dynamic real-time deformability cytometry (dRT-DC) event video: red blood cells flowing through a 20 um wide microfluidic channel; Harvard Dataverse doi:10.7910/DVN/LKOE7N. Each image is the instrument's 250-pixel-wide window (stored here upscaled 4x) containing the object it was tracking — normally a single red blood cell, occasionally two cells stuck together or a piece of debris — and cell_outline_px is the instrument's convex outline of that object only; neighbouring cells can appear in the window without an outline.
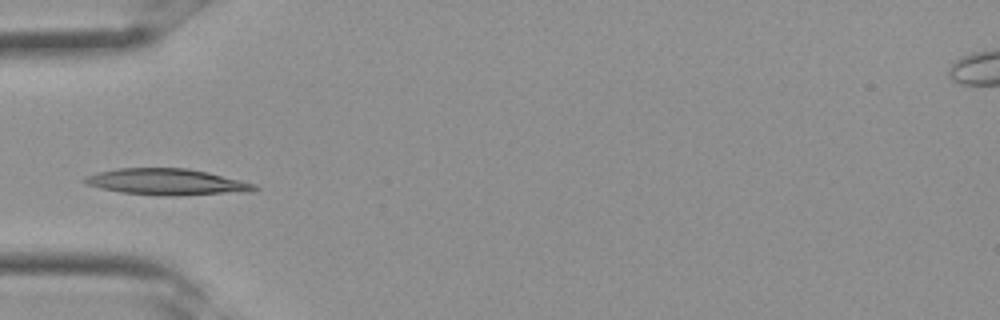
{"species": "Egyptian fruit bat (a non-hibernating species)", "species_latin": "Rousettus aegyptiacus", "temperature_condition": "room temperature", "stored_images_in_passage": 24, "camera_frame_rate_fps": 3000, "um_per_image_px": 0.085, "frame": {"image": 1, "passage_image": 8, "time_ms": 2.333, "image_size_px": [1000, 320], "cell_outline_px": [[260, 188], [252, 192], [172, 196], [156, 196], [120, 192], [88, 184], [80, 180], [84, 176], [96, 172], [120, 168], [188, 168], [208, 172], [256, 184]], "centroid_in_image_um": [14.21, 15.47], "position_along_channel_um": 70.8, "area_um2": 26.3}}
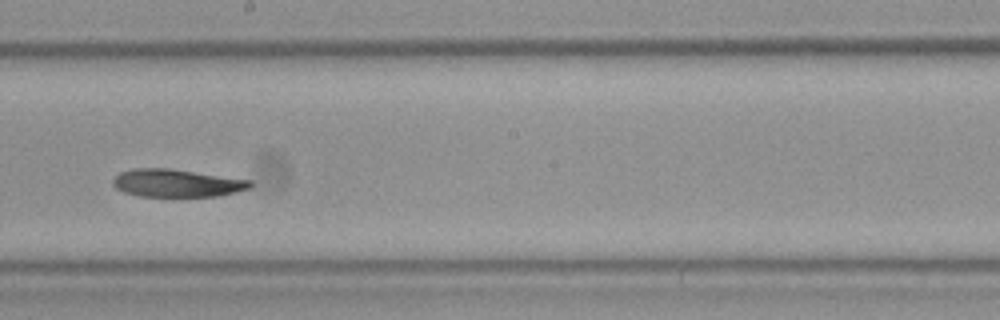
{"frame": {"image": 2, "passage_image": 16, "time_ms": 5.0, "image_size_px": [1000, 320], "cell_outline_px": [[252, 188], [236, 192], [216, 196], [140, 196], [124, 192], [116, 188], [112, 184], [112, 180], [120, 172], [136, 168], [168, 168], [252, 180]], "centroid_in_image_um": [15.04, 15.56], "position_along_channel_um": 233.2, "area_um2": 22.14}}
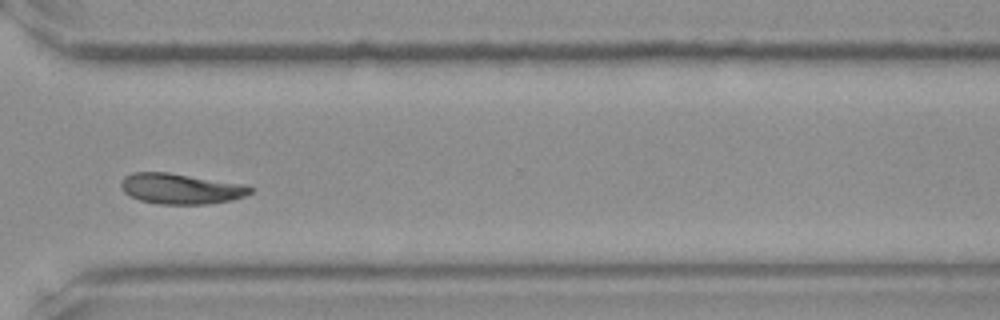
{"frame": {"image": 3, "passage_image": 22, "time_ms": 7.0, "image_size_px": [1000, 320], "cell_outline_px": [[252, 192], [244, 196], [232, 200], [208, 204], [160, 204], [140, 200], [128, 196], [120, 188], [120, 180], [124, 176], [132, 172], [168, 172], [244, 184], [252, 188]], "centroid_in_image_um": [15.32, 16.03], "position_along_channel_um": 355.3, "area_um2": 23.18}}